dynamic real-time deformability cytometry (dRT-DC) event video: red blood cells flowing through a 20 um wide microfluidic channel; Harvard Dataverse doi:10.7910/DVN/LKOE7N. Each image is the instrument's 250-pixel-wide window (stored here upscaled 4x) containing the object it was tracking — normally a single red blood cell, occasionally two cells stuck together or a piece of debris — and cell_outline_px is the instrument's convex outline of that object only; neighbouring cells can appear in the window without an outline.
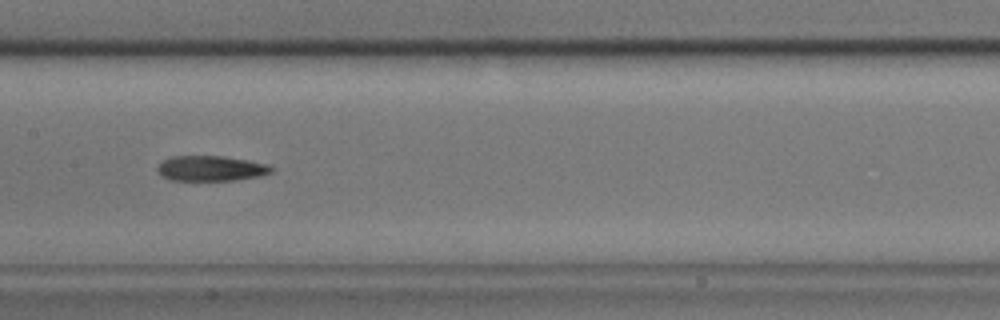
{"species": "common noctule bat (a hibernating species)", "species_latin": "Nyctalus noctula", "temperature_condition": "cold", "stored_images_in_passage": 10, "camera_frame_rate_fps": 3000, "um_per_image_px": 0.085, "animal": {"sex": "male", "body_mass_g": 17.9}, "frame": {"image": 1, "passage_image": 6, "time_ms": 1.667, "image_size_px": [1000, 320], "cell_outline_px": [[272, 172], [260, 176], [236, 180], [172, 180], [156, 172], [156, 168], [164, 160], [172, 156], [220, 156], [248, 160], [264, 164], [272, 168]], "centroid_in_image_um": [17.9, 14.31], "position_along_channel_um": 189.5, "area_um2": 16.53}}